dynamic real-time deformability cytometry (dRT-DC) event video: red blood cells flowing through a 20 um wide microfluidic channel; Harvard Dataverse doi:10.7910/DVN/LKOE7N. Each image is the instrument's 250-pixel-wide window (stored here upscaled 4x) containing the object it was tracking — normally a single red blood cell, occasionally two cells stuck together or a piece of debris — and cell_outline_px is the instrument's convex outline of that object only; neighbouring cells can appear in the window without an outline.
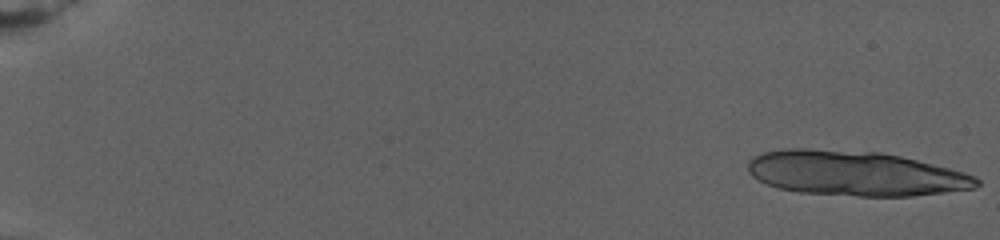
{"species": "human", "species_latin": "Homo sapiens", "temperature_condition": "warm", "stored_images_in_passage": 25, "camera_frame_rate_fps": 3000, "um_per_image_px": 0.085, "donor": {"sex": "female"}, "frame": {"image": 1, "passage_image": 1, "time_ms": 0.0, "image_size_px": [1000, 240], "cell_outline_px": [[980, 184], [976, 188], [912, 196], [860, 196], [800, 192], [776, 188], [752, 176], [748, 172], [748, 160], [752, 156], [764, 152], [784, 148], [808, 148], [880, 152], [900, 156], [964, 172], [976, 176], [980, 180]], "centroid_in_image_um": [72.67, 14.73], "position_along_channel_um": 12.3, "area_um2": 59.82}}